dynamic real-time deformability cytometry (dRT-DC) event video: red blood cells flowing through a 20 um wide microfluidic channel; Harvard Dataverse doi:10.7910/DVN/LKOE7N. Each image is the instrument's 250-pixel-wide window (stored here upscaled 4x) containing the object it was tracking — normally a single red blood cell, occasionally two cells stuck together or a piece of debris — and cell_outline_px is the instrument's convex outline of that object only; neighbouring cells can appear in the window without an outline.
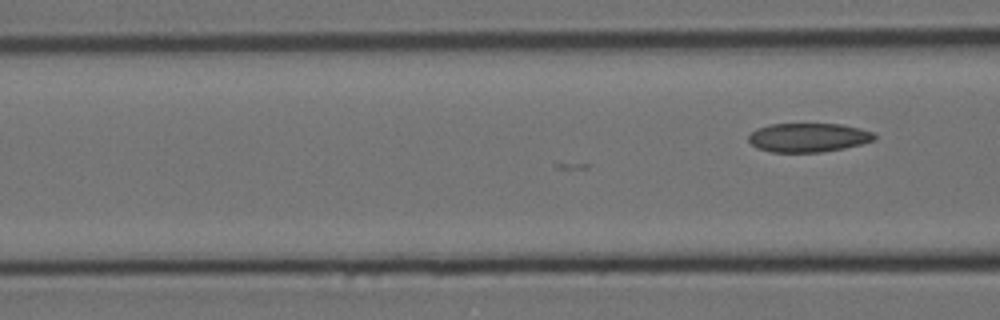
{"species": "Egyptian fruit bat (a non-hibernating species)", "species_latin": "Rousettus aegyptiacus", "temperature_condition": "cold", "stored_images_in_passage": 4, "camera_frame_rate_fps": 3000, "um_per_image_px": 0.085, "animal": {"sex": "female"}, "frame": {"image": 1, "passage_image": 4, "time_ms": 1.0, "image_size_px": [1000, 320], "cell_outline_px": [[876, 140], [844, 148], [820, 152], [772, 152], [756, 148], [748, 140], [748, 136], [756, 128], [768, 124], [840, 124], [860, 128], [872, 132], [876, 136]], "centroid_in_image_um": [68.69, 11.69], "position_along_channel_um": 97.9, "area_um2": 21.27}}